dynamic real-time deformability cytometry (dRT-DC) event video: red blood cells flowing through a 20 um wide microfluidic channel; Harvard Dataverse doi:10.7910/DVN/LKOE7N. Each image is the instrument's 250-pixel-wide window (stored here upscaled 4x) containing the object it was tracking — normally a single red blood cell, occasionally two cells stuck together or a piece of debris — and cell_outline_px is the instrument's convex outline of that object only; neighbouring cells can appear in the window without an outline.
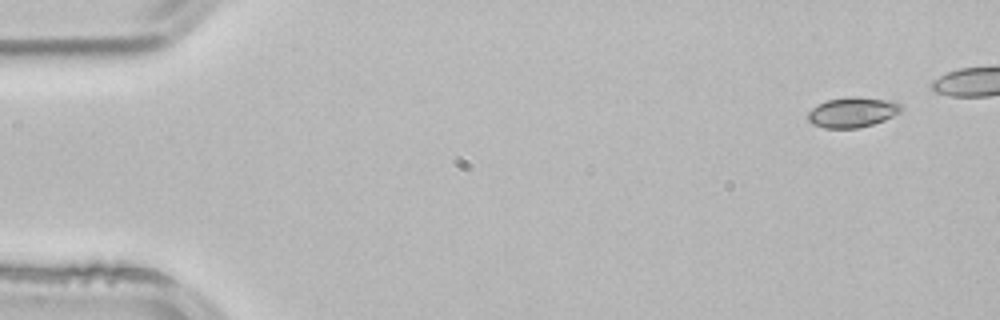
{"species": "common noctule bat (a hibernating species)", "species_latin": "Nyctalus noctula", "temperature_condition": "room temperature", "stored_images_in_passage": 3, "camera_frame_rate_fps": 3000, "um_per_image_px": 0.085, "animal": {"sex": "male", "body_mass_g": 21.5, "forearm_length_mm": 52.0}, "frame": {"image": 1, "passage_image": 1, "time_ms": 0.0, "image_size_px": [1000, 320], "cell_outline_px": [[904, 108], [900, 112], [884, 120], [872, 124], [856, 128], [824, 128], [812, 124], [808, 120], [808, 112], [812, 108], [828, 100], [848, 96], [860, 96], [896, 100]], "centroid_in_image_um": [72.5, 9.52], "position_along_channel_um": 12.5, "area_um2": 16.59}}